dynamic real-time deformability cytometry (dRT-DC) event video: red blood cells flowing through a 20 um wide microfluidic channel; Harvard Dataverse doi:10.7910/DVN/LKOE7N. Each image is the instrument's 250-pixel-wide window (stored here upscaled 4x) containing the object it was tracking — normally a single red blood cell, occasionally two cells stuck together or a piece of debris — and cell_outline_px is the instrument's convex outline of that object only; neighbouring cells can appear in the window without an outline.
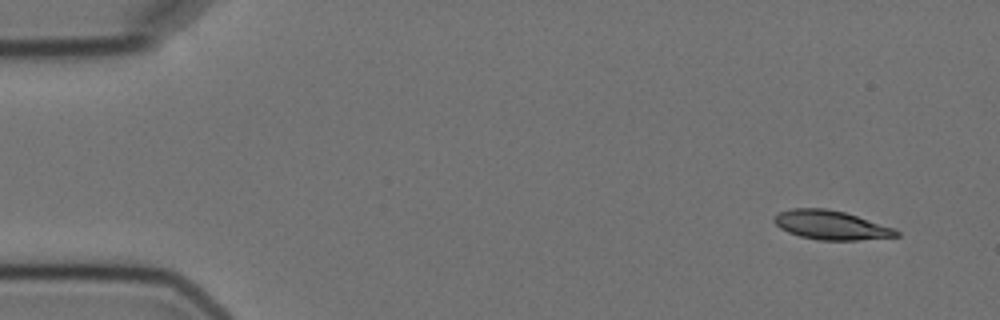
{"species": "Egyptian fruit bat (a non-hibernating species)", "species_latin": "Rousettus aegyptiacus", "temperature_condition": "cold", "stored_images_in_passage": 3, "camera_frame_rate_fps": 3000, "um_per_image_px": 0.085, "animal": {"sex": "female"}, "frame": {"image": 1, "passage_image": 1, "time_ms": 0.0, "image_size_px": [1000, 320], "cell_outline_px": [[900, 236], [856, 240], [820, 240], [800, 236], [788, 232], [780, 228], [772, 220], [780, 212], [792, 208], [828, 208], [844, 212], [896, 228], [900, 232]], "centroid_in_image_um": [70.66, 19.13], "position_along_channel_um": 14.3, "area_um2": 20.63}}